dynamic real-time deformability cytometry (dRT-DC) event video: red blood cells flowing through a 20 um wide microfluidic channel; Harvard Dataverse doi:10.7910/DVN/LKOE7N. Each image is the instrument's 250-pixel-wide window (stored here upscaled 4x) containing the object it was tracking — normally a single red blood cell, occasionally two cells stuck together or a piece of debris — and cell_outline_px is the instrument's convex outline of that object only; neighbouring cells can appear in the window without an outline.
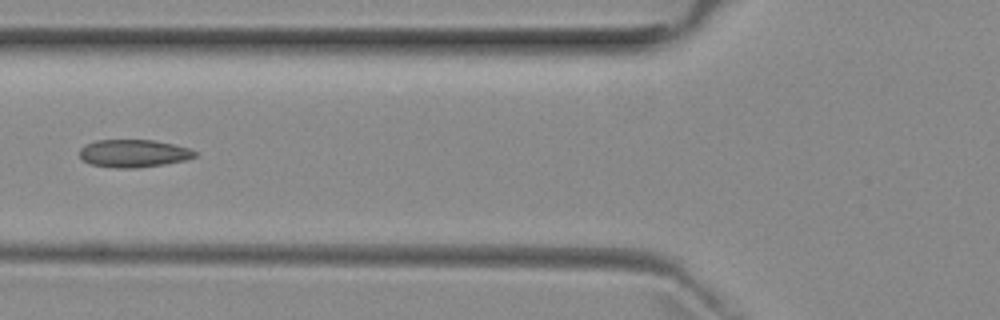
{"species": "common noctule bat (a hibernating species)", "species_latin": "Nyctalus noctula", "temperature_condition": "room temperature", "stored_images_in_passage": 6, "camera_frame_rate_fps": 3000, "um_per_image_px": 0.085, "animal": {"sex": "female", "body_mass_g": 29.2, "forearm_length_mm": 56.3}, "frame": {"image": 1, "passage_image": 6, "time_ms": 5.667, "image_size_px": [1000, 320], "cell_outline_px": [[196, 156], [184, 160], [164, 164], [136, 168], [116, 168], [92, 164], [84, 160], [80, 156], [80, 148], [84, 144], [96, 140], [152, 140], [172, 144], [188, 148], [196, 152]], "centroid_in_image_um": [11.32, 13.03], "position_along_channel_um": 114.5, "area_um2": 18.44}}